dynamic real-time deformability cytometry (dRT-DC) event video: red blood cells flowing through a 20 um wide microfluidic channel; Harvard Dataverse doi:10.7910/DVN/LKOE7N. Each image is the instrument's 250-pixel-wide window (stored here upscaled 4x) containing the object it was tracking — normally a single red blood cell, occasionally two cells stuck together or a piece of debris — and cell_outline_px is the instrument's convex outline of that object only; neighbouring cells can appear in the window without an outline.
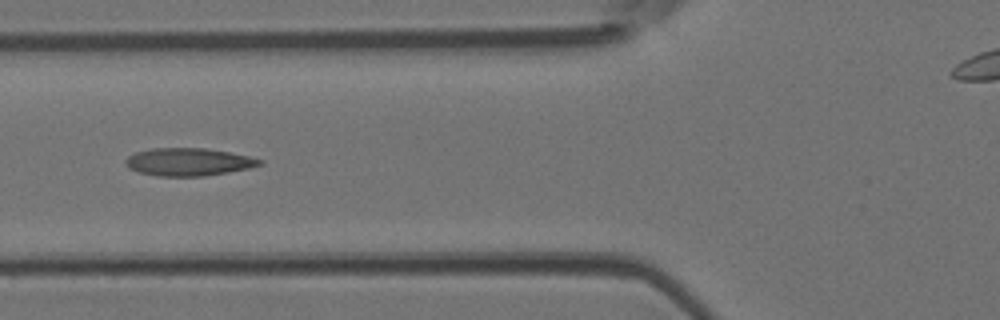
{"species": "Egyptian fruit bat (a non-hibernating species)", "species_latin": "Rousettus aegyptiacus", "temperature_condition": "room temperature", "stored_images_in_passage": 6, "camera_frame_rate_fps": 3000, "um_per_image_px": 0.085, "animal": {"sex": "female"}, "frame": {"image": 1, "passage_image": 6, "time_ms": 1.667, "image_size_px": [1000, 320], "cell_outline_px": [[264, 164], [248, 168], [228, 172], [204, 176], [156, 176], [136, 172], [128, 168], [124, 164], [124, 160], [128, 156], [136, 152], [152, 148], [204, 148], [228, 152], [248, 156], [264, 160]], "centroid_in_image_um": [15.98, 13.77], "position_along_channel_um": 109.8, "area_um2": 21.79}}